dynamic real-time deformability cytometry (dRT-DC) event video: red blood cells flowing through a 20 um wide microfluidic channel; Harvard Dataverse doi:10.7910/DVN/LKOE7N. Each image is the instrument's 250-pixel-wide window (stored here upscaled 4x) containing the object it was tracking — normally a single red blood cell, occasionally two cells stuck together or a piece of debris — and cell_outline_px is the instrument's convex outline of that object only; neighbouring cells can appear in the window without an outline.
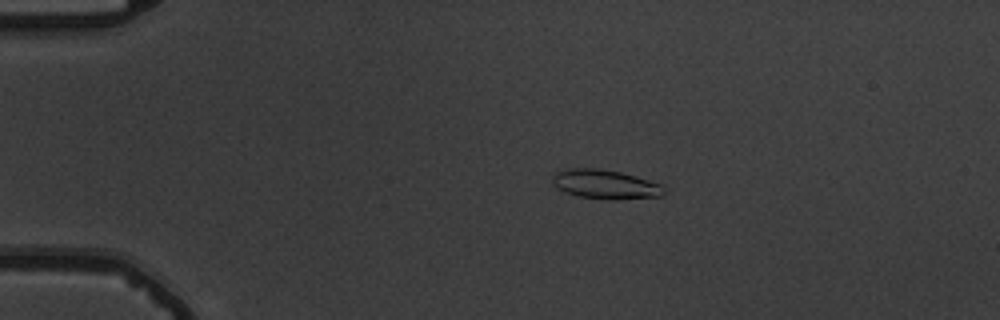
{"species": "common noctule bat (a hibernating species)", "species_latin": "Nyctalus noctula", "temperature_condition": "warm", "stored_images_in_passage": 49, "camera_frame_rate_fps": 3000, "um_per_image_px": 0.085, "animal": {"sex": "male", "body_mass_g": 19.5, "forearm_length_mm": 54.6}, "frame": {"image": 1, "passage_image": 6, "time_ms": 1.667, "image_size_px": [1000, 320], "cell_outline_px": [[664, 192], [660, 196], [616, 200], [604, 200], [576, 196], [564, 192], [556, 188], [552, 184], [552, 176], [556, 172], [568, 168], [600, 168], [620, 172], [648, 180], [660, 184], [664, 188]], "centroid_in_image_um": [51.38, 15.68], "position_along_channel_um": 33.6, "area_um2": 19.19}}
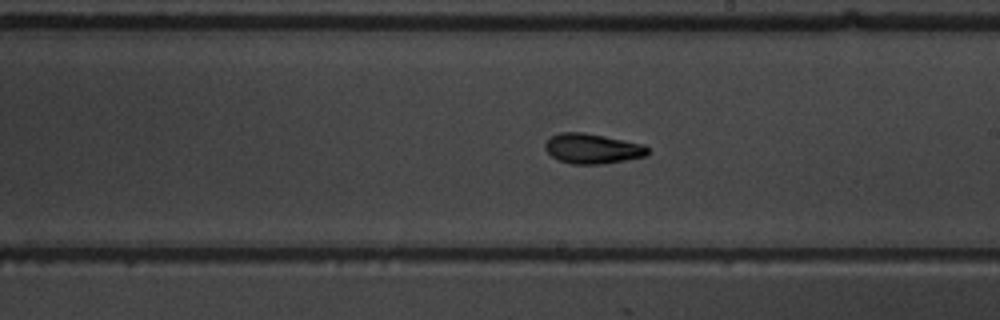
{"frame": {"image": 2, "passage_image": 27, "time_ms": 8.667, "image_size_px": [1000, 320], "cell_outline_px": [[648, 152], [644, 156], [604, 164], [572, 164], [560, 160], [552, 156], [544, 148], [544, 144], [552, 136], [560, 132], [584, 132], [644, 144], [648, 148]], "centroid_in_image_um": [50.34, 12.63], "position_along_channel_um": 238.7, "area_um2": 17.8}}
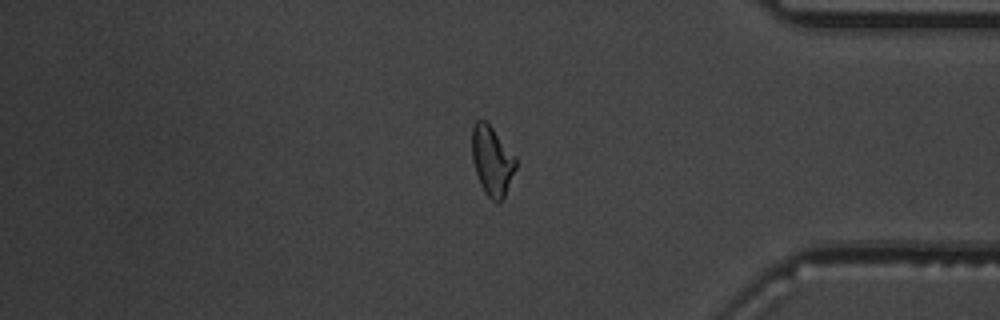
{"frame": {"image": 3, "passage_image": 41, "time_ms": 13.333, "image_size_px": [1000, 320], "cell_outline_px": [[516, 168], [504, 200], [492, 200], [484, 192], [480, 184], [472, 160], [472, 128], [476, 120], [484, 120], [492, 128], [516, 156]], "centroid_in_image_um": [41.83, 13.68], "position_along_channel_um": 393.4, "area_um2": 17.69}, "authors_computed_cell_mechanics": {"area_um2": 17.9758, "velocity_mm_per_s": 3.7397, "shape_relaxation_time_tau1_ms": 6.6358, "shape_relaxation_time_tau2_ms": 3.1416, "deformation_change_tau1": 0.2101, "deformation_change_tau2": 0.1048}}